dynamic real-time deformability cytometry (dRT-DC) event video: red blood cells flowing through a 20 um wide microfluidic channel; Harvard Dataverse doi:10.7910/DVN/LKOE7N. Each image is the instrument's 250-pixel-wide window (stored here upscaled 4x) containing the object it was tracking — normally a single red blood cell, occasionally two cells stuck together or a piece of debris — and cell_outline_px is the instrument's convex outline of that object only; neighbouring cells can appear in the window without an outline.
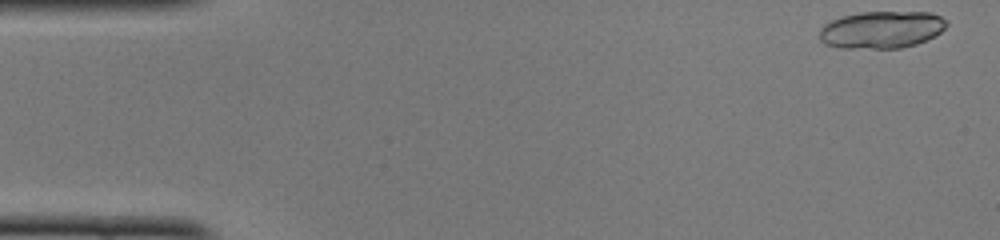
{"species": "common noctule bat (a hibernating species)", "species_latin": "Nyctalus noctula", "temperature_condition": "cold", "stored_images_in_passage": 13, "camera_frame_rate_fps": 3000, "um_per_image_px": 0.085, "animal": {"sex": "female", "body_mass_g": 22.0, "forearm_length_mm": 56.7}, "frame": {"image": 1, "passage_image": 1, "time_ms": 0.0, "image_size_px": [1000, 240], "cell_outline_px": [[948, 24], [940, 32], [916, 44], [900, 48], [840, 48], [824, 44], [820, 40], [820, 28], [824, 24], [832, 20], [844, 16], [860, 12], [932, 12], [948, 20]], "centroid_in_image_um": [74.92, 2.52], "position_along_channel_um": 10.1, "area_um2": 27.57}}